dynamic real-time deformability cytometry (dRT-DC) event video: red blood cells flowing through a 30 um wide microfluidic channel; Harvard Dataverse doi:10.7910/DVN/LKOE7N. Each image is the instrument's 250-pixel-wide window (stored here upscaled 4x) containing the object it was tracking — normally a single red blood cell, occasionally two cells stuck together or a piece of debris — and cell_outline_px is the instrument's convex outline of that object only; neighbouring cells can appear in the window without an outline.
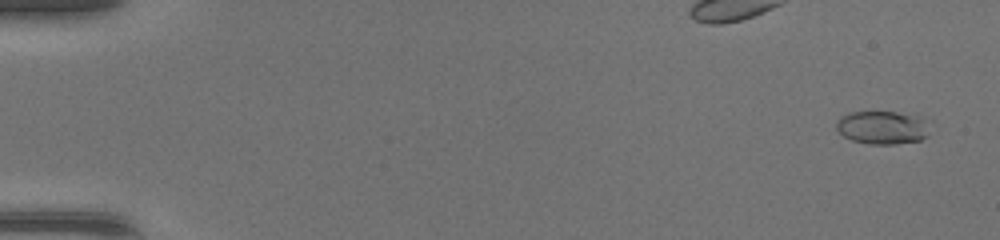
{"species": "common noctule bat (a hibernating species)", "species_latin": "Nyctalus noctula", "temperature_condition": "warm", "stored_images_in_passage": 49, "camera_frame_rate_fps": 3000, "um_per_image_px": 0.085, "animal": {"sex": "female", "body_mass_g": 17.0, "forearm_length_mm": 48.0}, "frame": {"image": 1, "passage_image": 3, "time_ms": 0.667, "image_size_px": [1000, 240], "cell_outline_px": [[928, 136], [920, 140], [896, 144], [868, 144], [852, 140], [844, 136], [836, 128], [836, 120], [852, 112], [896, 112], [916, 116], [924, 120]], "centroid_in_image_um": [74.97, 10.85], "position_along_channel_um": 10.0, "area_um2": 17.74}}
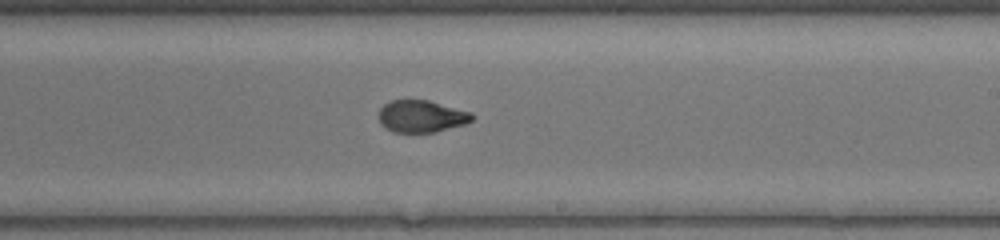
{"frame": {"image": 2, "passage_image": 31, "time_ms": 10.0, "image_size_px": [1000, 240], "cell_outline_px": [[476, 116], [472, 120], [464, 124], [436, 132], [392, 132], [384, 128], [380, 124], [376, 116], [380, 108], [384, 104], [392, 100], [428, 100], [472, 112]], "centroid_in_image_um": [35.79, 9.89], "position_along_channel_um": 253.2, "area_um2": 17.74}}
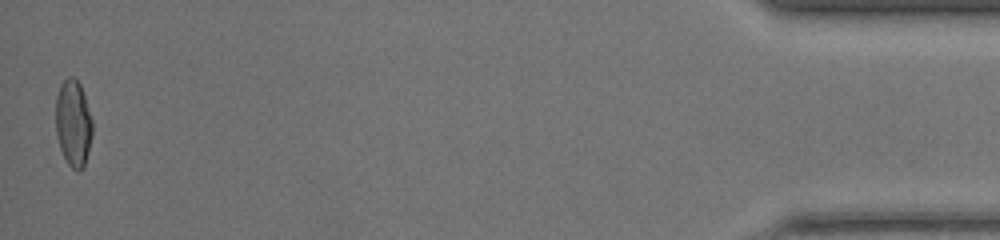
{"frame": {"image": 3, "passage_image": 49, "time_ms": 16.0, "image_size_px": [1000, 240], "cell_outline_px": [[92, 136], [84, 168], [80, 172], [76, 172], [68, 164], [60, 148], [56, 136], [56, 96], [60, 84], [68, 76], [72, 76], [80, 84], [92, 120]], "centroid_in_image_um": [6.22, 10.5], "position_along_channel_um": 429.0, "area_um2": 18.61}, "authors_computed_cell_mechanics": {"area_um2": 18.1492, "velocity_mm_per_s": 4.4107, "shape_relaxation_time_tau1_ms": 5.8205, "shape_relaxation_time_tau2_ms": 0.9076, "deformation_change_tau1": 0.2772, "deformation_change_tau2": 0.0646}}